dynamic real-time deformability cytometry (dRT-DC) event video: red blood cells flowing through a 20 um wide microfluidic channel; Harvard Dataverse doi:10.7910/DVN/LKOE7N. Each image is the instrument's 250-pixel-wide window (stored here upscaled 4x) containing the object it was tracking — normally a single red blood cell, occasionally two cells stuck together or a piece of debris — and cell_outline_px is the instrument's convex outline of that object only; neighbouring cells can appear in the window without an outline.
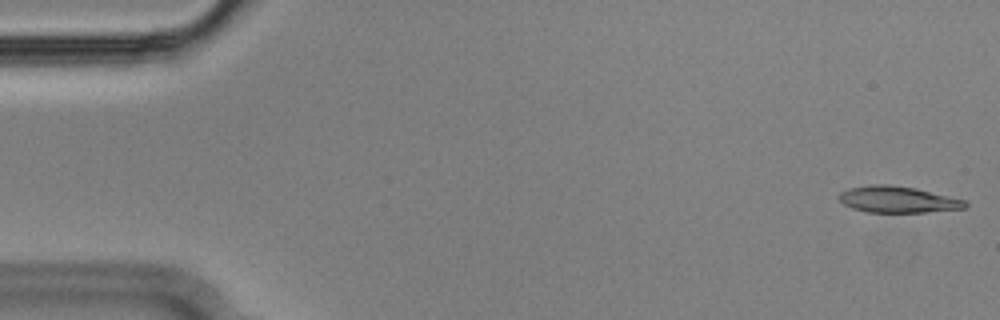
{"species": "Egyptian fruit bat (a non-hibernating species)", "species_latin": "Rousettus aegyptiacus", "temperature_condition": "cold", "stored_images_in_passage": 55, "camera_frame_rate_fps": 3000, "um_per_image_px": 0.085, "animal": {"sex": "male"}, "frame": {"image": 1, "passage_image": 1, "time_ms": 0.0, "image_size_px": [1000, 320], "cell_outline_px": [[968, 204], [964, 208], [924, 212], [868, 212], [852, 208], [844, 204], [836, 196], [840, 192], [848, 188], [872, 184], [888, 184], [916, 188], [964, 200]], "centroid_in_image_um": [76.25, 16.95], "position_along_channel_um": 8.8, "area_um2": 19.31}}
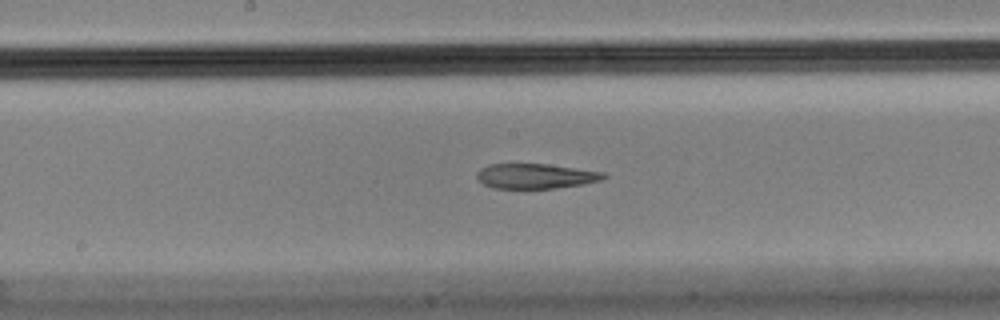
{"frame": {"image": 2, "passage_image": 28, "time_ms": 9.0, "image_size_px": [1000, 320], "cell_outline_px": [[608, 176], [600, 180], [580, 184], [556, 188], [496, 188], [484, 184], [476, 176], [476, 172], [480, 168], [488, 164], [548, 164], [604, 172]], "centroid_in_image_um": [45.51, 14.96], "position_along_channel_um": 202.7, "area_um2": 18.26}}
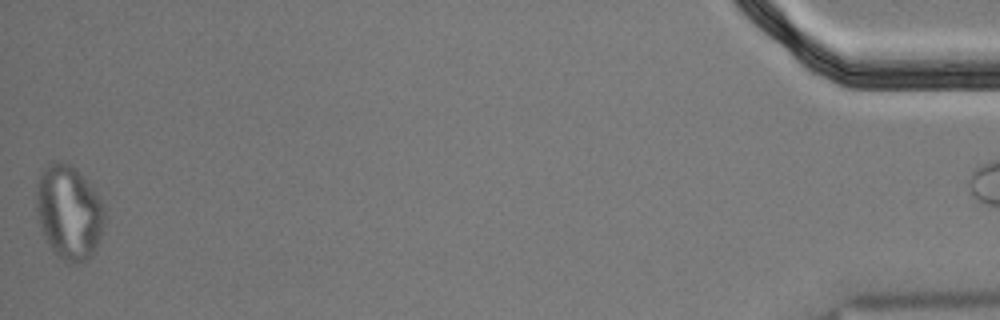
{"frame": {"image": 3, "passage_image": 55, "time_ms": 18.0, "image_size_px": [1000, 320], "cell_outline_px": [[108, 216], [96, 252], [84, 260], [72, 264], [68, 264], [48, 244], [44, 236], [40, 224], [36, 208], [36, 192], [40, 176], [44, 168], [48, 164], [72, 164], [76, 168], [100, 196]], "centroid_in_image_um": [5.93, 18.07], "position_along_channel_um": 429.3, "area_um2": 37.57}, "authors_computed_cell_mechanics": {"area_um2": 20.4612, "velocity_mm_per_s": 3.5791, "shape_relaxation_time_tau1_ms": null, "shape_relaxation_time_tau2_ms": 4.1319, "deformation_change_tau1": null, "deformation_change_tau2": 0.1452}}